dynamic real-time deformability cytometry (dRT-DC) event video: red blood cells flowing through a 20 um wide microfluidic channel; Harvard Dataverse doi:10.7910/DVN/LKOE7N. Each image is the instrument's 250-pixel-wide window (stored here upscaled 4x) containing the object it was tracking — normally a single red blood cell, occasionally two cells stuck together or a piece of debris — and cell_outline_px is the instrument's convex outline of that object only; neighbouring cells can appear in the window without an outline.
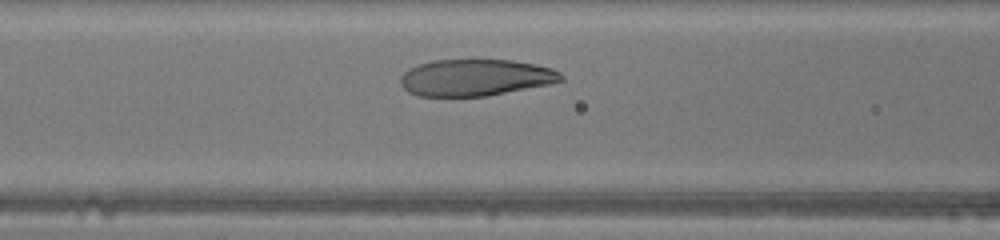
{"species": "human", "species_latin": "Homo sapiens", "temperature_condition": "warm", "stored_images_in_passage": 26, "camera_frame_rate_fps": 3000, "um_per_image_px": 0.085, "donor": {"sex": "male"}, "frame": {"image": 1, "passage_image": 9, "time_ms": 2.667, "image_size_px": [1000, 240], "cell_outline_px": [[564, 80], [548, 84], [488, 96], [416, 96], [408, 92], [400, 84], [400, 76], [404, 72], [420, 64], [432, 60], [512, 60], [536, 64], [552, 68], [560, 72], [564, 76]], "centroid_in_image_um": [40.42, 6.59], "position_along_channel_um": 126.2, "area_um2": 34.33}}
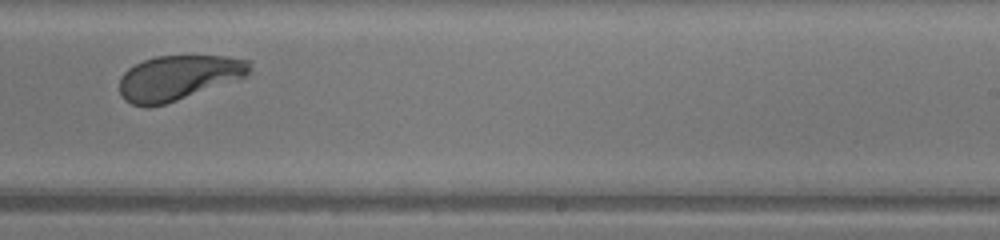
{"frame": {"image": 2, "passage_image": 19, "time_ms": 6.0, "image_size_px": [1000, 240], "cell_outline_px": [[252, 68], [244, 76], [176, 100], [164, 104], [148, 108], [132, 104], [124, 100], [120, 92], [120, 76], [128, 68], [144, 60], [156, 56], [224, 56], [252, 60]], "centroid_in_image_um": [15.11, 6.59], "position_along_channel_um": 273.9, "area_um2": 33.58}}
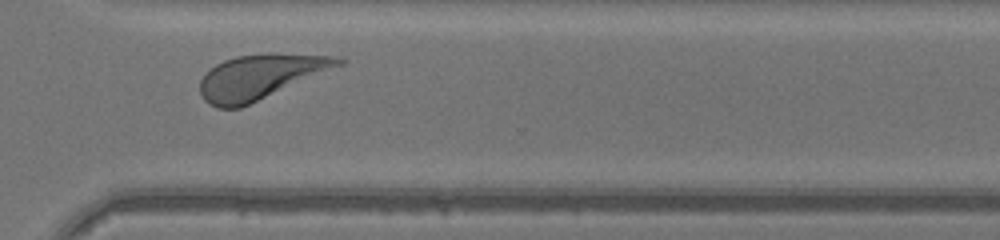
{"frame": {"image": 3, "passage_image": 24, "time_ms": 7.667, "image_size_px": [1000, 240], "cell_outline_px": [[348, 60], [344, 64], [240, 108], [216, 108], [208, 104], [204, 100], [200, 92], [200, 80], [216, 64], [224, 60], [236, 56], [268, 52], [332, 56]], "centroid_in_image_um": [22.12, 6.51], "position_along_channel_um": 348.5, "area_um2": 35.89}}